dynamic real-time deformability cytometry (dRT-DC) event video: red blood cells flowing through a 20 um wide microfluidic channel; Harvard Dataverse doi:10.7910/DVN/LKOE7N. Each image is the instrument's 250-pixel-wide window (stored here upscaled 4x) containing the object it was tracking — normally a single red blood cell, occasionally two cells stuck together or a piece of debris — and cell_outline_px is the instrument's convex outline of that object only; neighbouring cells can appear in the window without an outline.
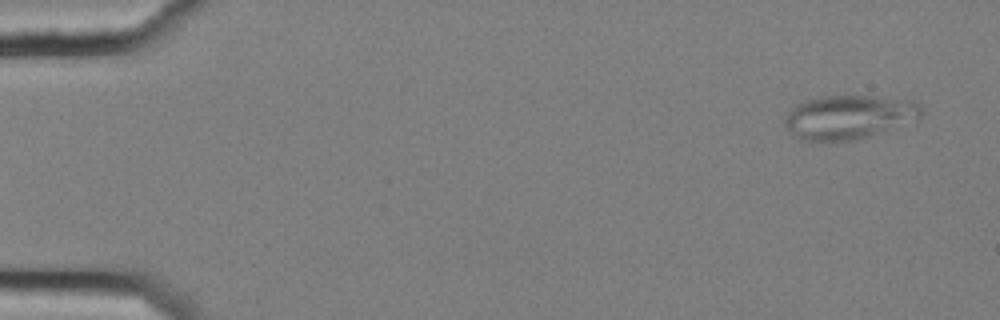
{"species": "common noctule bat (a hibernating species)", "species_latin": "Nyctalus noctula", "temperature_condition": "cold", "stored_images_in_passage": 6, "camera_frame_rate_fps": 3000, "um_per_image_px": 0.085, "animal": {"sex": "female", "body_mass_g": 25.1}, "frame": {"image": 1, "passage_image": 1, "time_ms": 0.0, "image_size_px": [1000, 320], "cell_outline_px": [[924, 108], [920, 116], [916, 120], [856, 140], [828, 144], [800, 140], [784, 124], [784, 120], [788, 112], [796, 104], [804, 100], [820, 96], [868, 96], [912, 100], [920, 104]], "centroid_in_image_um": [72.12, 9.98], "position_along_channel_um": 12.9, "area_um2": 35.49}}